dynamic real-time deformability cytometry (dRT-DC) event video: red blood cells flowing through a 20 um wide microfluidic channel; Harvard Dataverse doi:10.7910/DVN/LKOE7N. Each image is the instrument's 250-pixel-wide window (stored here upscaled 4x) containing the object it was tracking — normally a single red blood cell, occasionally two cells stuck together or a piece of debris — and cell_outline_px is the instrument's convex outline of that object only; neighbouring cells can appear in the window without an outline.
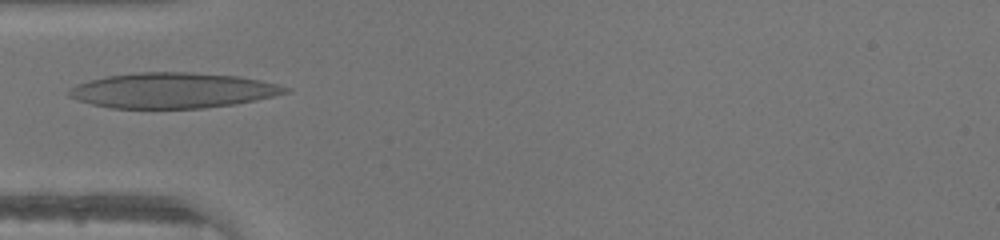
{"species": "human", "species_latin": "Homo sapiens", "temperature_condition": "warm", "stored_images_in_passage": 32, "camera_frame_rate_fps": 3000, "um_per_image_px": 0.085, "donor": {"sex": "male"}, "frame": {"image": 1, "passage_image": 1, "time_ms": 0.0, "image_size_px": [1000, 240], "cell_outline_px": [[292, 92], [256, 100], [236, 104], [204, 108], [112, 108], [92, 104], [68, 96], [68, 92], [76, 84], [88, 80], [108, 76], [140, 72], [192, 72], [240, 76], [260, 80], [292, 88]], "centroid_in_image_um": [14.75, 7.68], "position_along_channel_um": 70.3, "area_um2": 44.68}}
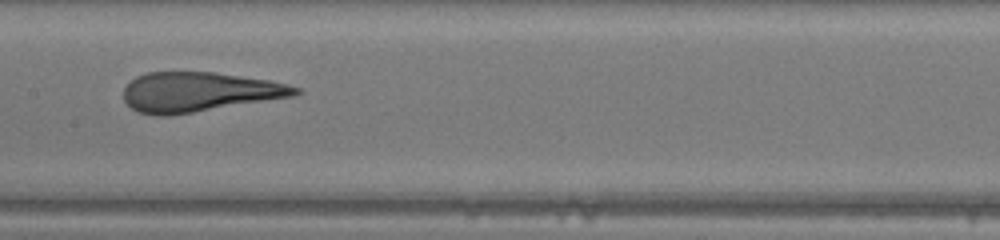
{"frame": {"image": 2, "passage_image": 9, "time_ms": 2.667, "image_size_px": [1000, 240], "cell_outline_px": [[304, 92], [296, 96], [168, 116], [156, 116], [136, 112], [124, 100], [124, 88], [136, 76], [148, 72], [212, 72], [268, 80], [288, 84], [300, 88]], "centroid_in_image_um": [16.94, 7.82], "position_along_channel_um": 190.5, "area_um2": 39.71}}
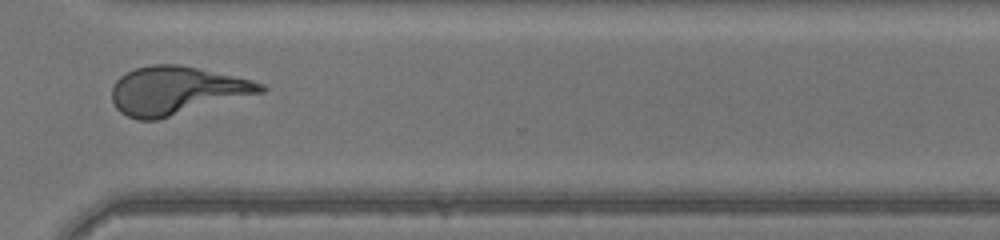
{"frame": {"image": 3, "passage_image": 20, "time_ms": 6.333, "image_size_px": [1000, 240], "cell_outline_px": [[268, 88], [264, 92], [160, 120], [136, 120], [120, 112], [116, 108], [112, 100], [112, 88], [116, 80], [120, 76], [136, 68], [152, 64], [180, 64], [252, 80], [264, 84]], "centroid_in_image_um": [15.01, 7.71], "position_along_channel_um": 355.6, "area_um2": 42.02}}